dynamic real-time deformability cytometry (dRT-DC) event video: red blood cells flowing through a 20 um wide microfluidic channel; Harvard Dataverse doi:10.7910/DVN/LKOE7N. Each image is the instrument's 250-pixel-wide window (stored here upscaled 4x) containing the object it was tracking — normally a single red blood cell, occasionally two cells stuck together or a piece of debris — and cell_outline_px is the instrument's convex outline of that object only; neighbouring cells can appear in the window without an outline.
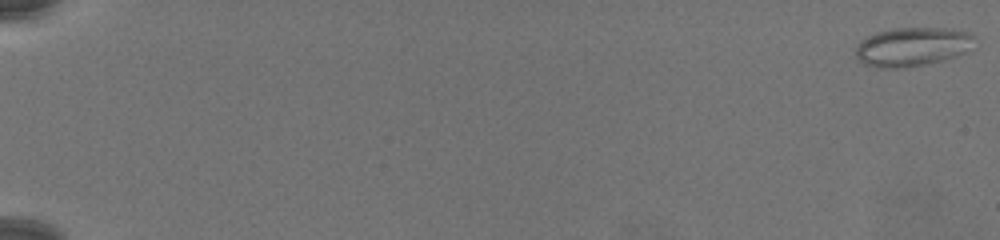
{"species": "common noctule bat (a hibernating species)", "species_latin": "Nyctalus noctula", "temperature_condition": "warm", "stored_images_in_passage": 77, "camera_frame_rate_fps": 3000, "um_per_image_px": 0.085, "animal": {"sex": "female", "body_mass_g": 19.5, "forearm_length_mm": 54.1}, "frame": {"image": 1, "passage_image": 1, "time_ms": 0.0, "image_size_px": [1000, 240], "cell_outline_px": [[976, 48], [968, 52], [944, 60], [904, 68], [876, 68], [864, 64], [856, 56], [856, 44], [860, 40], [876, 32], [892, 28], [944, 28], [968, 32], [976, 36]], "centroid_in_image_um": [77.6, 3.97], "position_along_channel_um": 7.4, "area_um2": 27.51}}
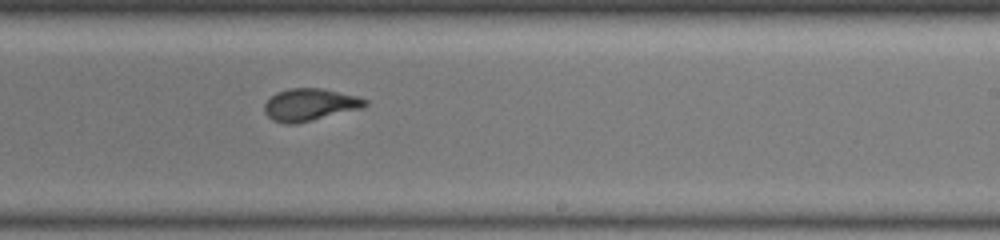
{"frame": {"image": 2, "passage_image": 51, "time_ms": 16.667, "image_size_px": [1000, 240], "cell_outline_px": [[368, 104], [364, 108], [296, 124], [284, 124], [272, 120], [264, 112], [264, 104], [276, 92], [288, 88], [320, 88], [356, 96], [368, 100]], "centroid_in_image_um": [26.33, 8.91], "position_along_channel_um": 262.7, "area_um2": 19.02}}
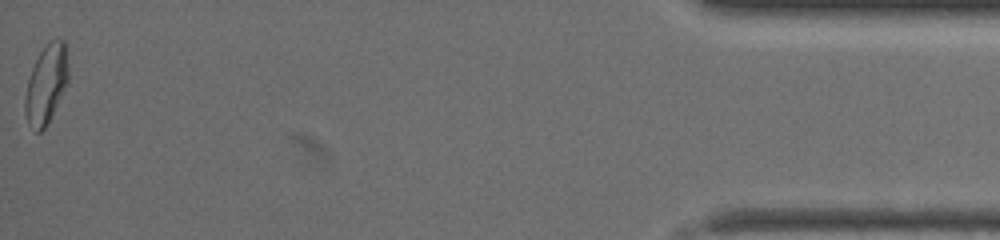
{"frame": {"image": 3, "passage_image": 77, "time_ms": 25.333, "image_size_px": [1000, 240], "cell_outline_px": [[68, 84], [48, 124], [40, 132], [36, 132], [28, 124], [24, 112], [24, 100], [28, 80], [32, 68], [40, 52], [52, 40], [64, 40], [68, 64]], "centroid_in_image_um": [3.93, 7.22], "position_along_channel_um": 431.3, "area_um2": 19.88}}